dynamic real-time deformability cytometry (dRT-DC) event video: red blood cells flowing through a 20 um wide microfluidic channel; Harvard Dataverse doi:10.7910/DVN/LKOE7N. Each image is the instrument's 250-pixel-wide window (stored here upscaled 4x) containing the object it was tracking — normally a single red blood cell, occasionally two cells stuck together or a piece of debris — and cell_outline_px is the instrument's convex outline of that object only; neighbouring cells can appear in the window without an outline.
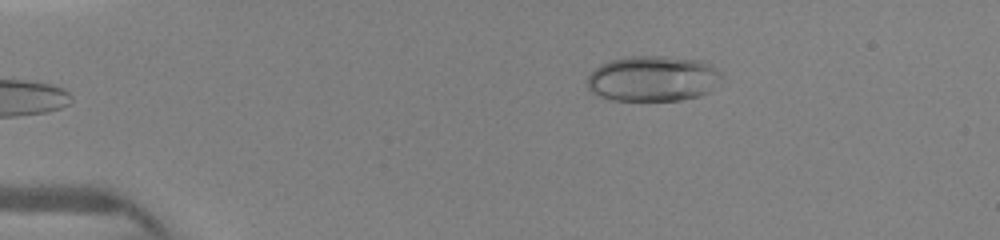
{"species": "human", "species_latin": "Homo sapiens", "temperature_condition": "warm", "stored_images_in_passage": 5, "camera_frame_rate_fps": 3000, "um_per_image_px": 0.085, "donor": {"sex": "female"}, "frame": {"image": 1, "passage_image": 5, "time_ms": 4.0, "image_size_px": [1000, 240], "cell_outline_px": [[720, 76], [712, 92], [700, 96], [680, 100], [612, 100], [600, 96], [592, 92], [588, 88], [588, 76], [600, 64], [612, 60], [628, 56], [668, 56], [704, 60], [712, 64], [720, 72]], "centroid_in_image_um": [55.53, 6.67], "position_along_channel_um": 29.5, "area_um2": 35.89}}